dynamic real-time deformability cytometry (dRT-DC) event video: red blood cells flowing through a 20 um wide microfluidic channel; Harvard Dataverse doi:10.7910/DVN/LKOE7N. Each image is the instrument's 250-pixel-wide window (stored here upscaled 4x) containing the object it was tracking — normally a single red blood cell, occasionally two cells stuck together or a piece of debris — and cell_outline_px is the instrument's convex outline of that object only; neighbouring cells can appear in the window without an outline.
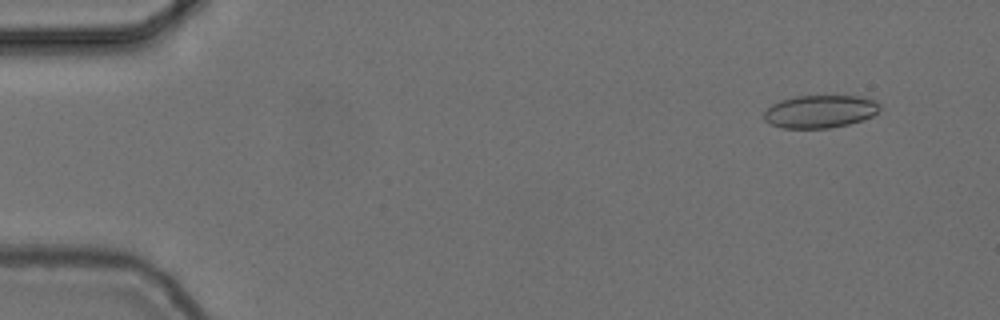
{"species": "common noctule bat (a hibernating species)", "species_latin": "Nyctalus noctula", "temperature_condition": "cold", "stored_images_in_passage": 28, "camera_frame_rate_fps": 3000, "um_per_image_px": 0.085, "animal": {"sex": "female", "body_mass_g": 24.6, "forearm_length_mm": 56.2}, "frame": {"image": 1, "passage_image": 5, "time_ms": 1.333, "image_size_px": [1000, 320], "cell_outline_px": [[880, 108], [872, 116], [848, 124], [828, 128], [780, 128], [764, 120], [764, 112], [772, 104], [780, 100], [792, 96], [860, 96], [876, 100], [880, 104]], "centroid_in_image_um": [69.69, 9.46], "position_along_channel_um": 15.3, "area_um2": 22.14}}
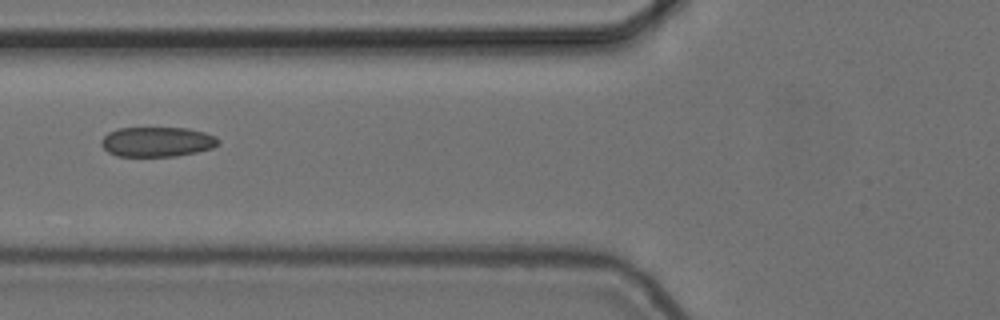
{"frame": {"image": 2, "passage_image": 22, "time_ms": 7.0, "image_size_px": [1000, 320], "cell_outline_px": [[220, 144], [212, 148], [196, 152], [176, 156], [116, 156], [108, 152], [100, 144], [100, 140], [108, 132], [120, 128], [188, 128], [204, 132], [216, 136], [220, 140]], "centroid_in_image_um": [13.36, 12.05], "position_along_channel_um": 112.4, "area_um2": 20.46}}
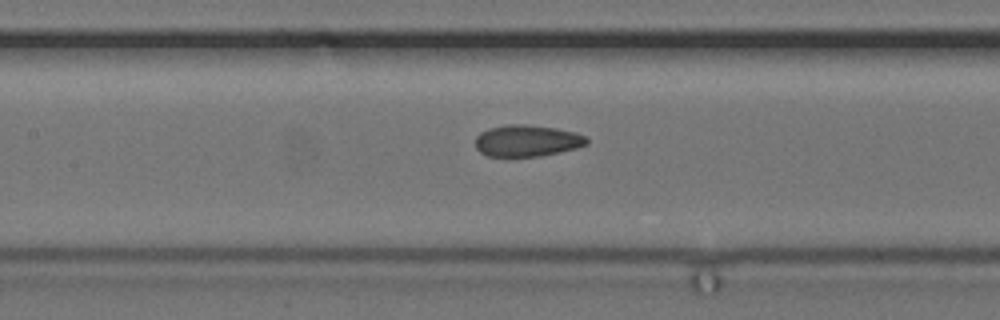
{"frame": {"image": 3, "passage_image": 26, "time_ms": 8.333, "image_size_px": [1000, 320], "cell_outline_px": [[588, 144], [576, 148], [560, 152], [540, 156], [488, 156], [480, 152], [476, 148], [476, 136], [480, 132], [488, 128], [508, 124], [524, 124], [556, 128], [576, 132], [584, 136], [588, 140]], "centroid_in_image_um": [44.79, 11.95], "position_along_channel_um": 162.6, "area_um2": 20.52}}